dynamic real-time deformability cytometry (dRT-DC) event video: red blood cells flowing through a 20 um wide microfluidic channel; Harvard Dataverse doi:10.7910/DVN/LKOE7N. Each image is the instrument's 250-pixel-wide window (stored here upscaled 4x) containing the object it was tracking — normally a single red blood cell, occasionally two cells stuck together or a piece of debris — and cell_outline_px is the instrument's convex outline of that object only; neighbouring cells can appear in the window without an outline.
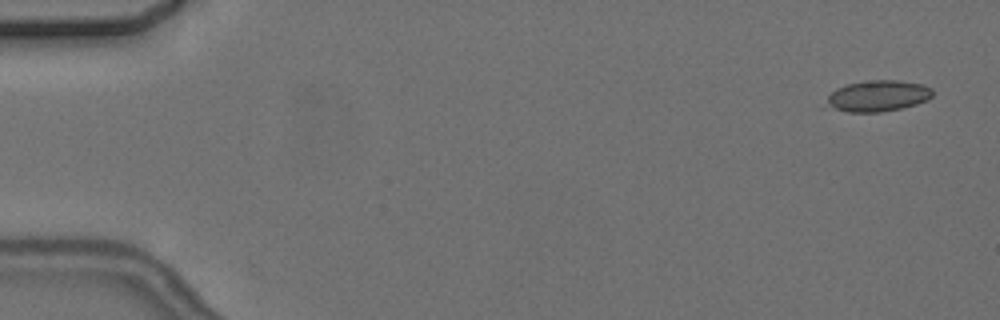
{"species": "common noctule bat (a hibernating species)", "species_latin": "Nyctalus noctula", "temperature_condition": "cold", "stored_images_in_passage": 8, "camera_frame_rate_fps": 3000, "um_per_image_px": 0.085, "animal": {"sex": "female", "body_mass_g": 24.6, "forearm_length_mm": 56.2}, "frame": {"image": 1, "passage_image": 1, "time_ms": 0.0, "image_size_px": [1000, 320], "cell_outline_px": [[932, 96], [928, 100], [916, 104], [900, 108], [880, 112], [848, 112], [836, 108], [828, 104], [828, 96], [836, 88], [848, 84], [864, 80], [896, 80], [920, 84], [932, 88]], "centroid_in_image_um": [74.65, 8.14], "position_along_channel_um": 10.3, "area_um2": 18.96}}